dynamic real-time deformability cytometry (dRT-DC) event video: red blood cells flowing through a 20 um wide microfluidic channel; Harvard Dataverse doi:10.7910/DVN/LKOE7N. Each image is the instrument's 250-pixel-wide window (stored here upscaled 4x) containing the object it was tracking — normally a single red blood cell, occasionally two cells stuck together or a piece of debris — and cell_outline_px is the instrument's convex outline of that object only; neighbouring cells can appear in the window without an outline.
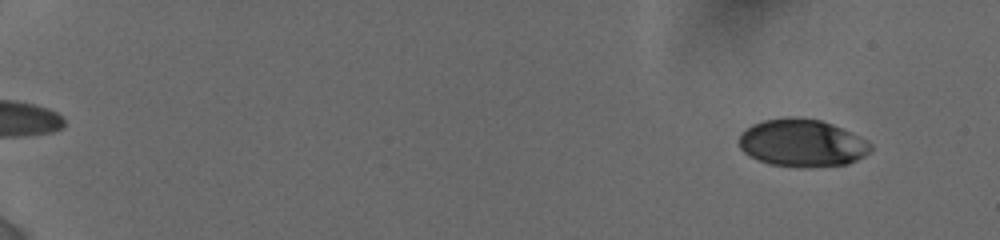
{"species": "human", "species_latin": "Homo sapiens", "temperature_condition": "cold", "stored_images_in_passage": 10, "camera_frame_rate_fps": 3000, "um_per_image_px": 0.085, "donor": {"sex": "female"}, "frame": {"image": 1, "passage_image": 1, "time_ms": 0.0, "image_size_px": [1000, 240], "cell_outline_px": [[872, 148], [864, 156], [848, 164], [808, 168], [800, 168], [772, 164], [760, 160], [744, 152], [740, 148], [740, 136], [752, 124], [764, 120], [784, 116], [796, 116], [820, 120], [832, 124], [872, 144]], "centroid_in_image_um": [68.17, 12.16], "position_along_channel_um": 16.8, "area_um2": 36.24}}
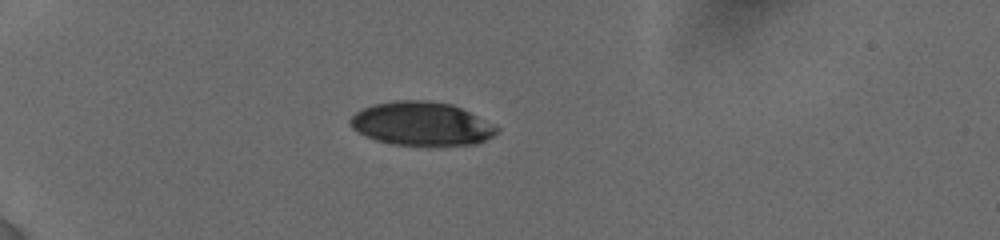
{"frame": {"image": 2, "passage_image": 6, "time_ms": 4.333, "image_size_px": [1000, 240], "cell_outline_px": [[500, 128], [492, 136], [476, 144], [428, 148], [392, 144], [376, 140], [364, 136], [352, 128], [348, 124], [348, 120], [356, 112], [364, 108], [376, 104], [396, 100], [424, 100], [452, 104]], "centroid_in_image_um": [35.8, 10.57], "position_along_channel_um": 49.2, "area_um2": 37.8}}
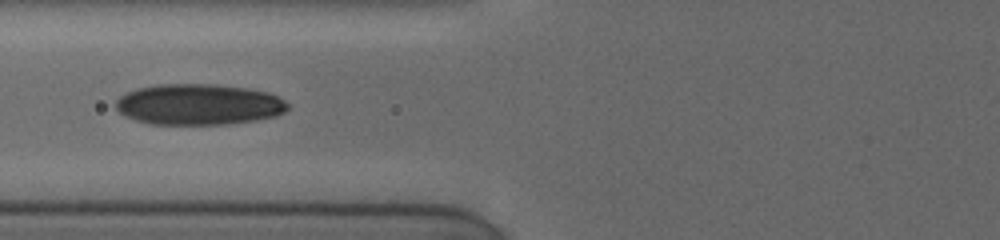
{"frame": {"image": 3, "passage_image": 9, "time_ms": 7.0, "image_size_px": [1000, 240], "cell_outline_px": [[288, 108], [284, 112], [276, 116], [256, 120], [228, 124], [148, 124], [124, 116], [116, 108], [116, 100], [120, 96], [136, 88], [156, 84], [216, 84], [244, 88], [268, 92], [284, 100], [288, 104]], "centroid_in_image_um": [16.87, 8.88], "position_along_channel_um": 108.9, "area_um2": 41.1}}